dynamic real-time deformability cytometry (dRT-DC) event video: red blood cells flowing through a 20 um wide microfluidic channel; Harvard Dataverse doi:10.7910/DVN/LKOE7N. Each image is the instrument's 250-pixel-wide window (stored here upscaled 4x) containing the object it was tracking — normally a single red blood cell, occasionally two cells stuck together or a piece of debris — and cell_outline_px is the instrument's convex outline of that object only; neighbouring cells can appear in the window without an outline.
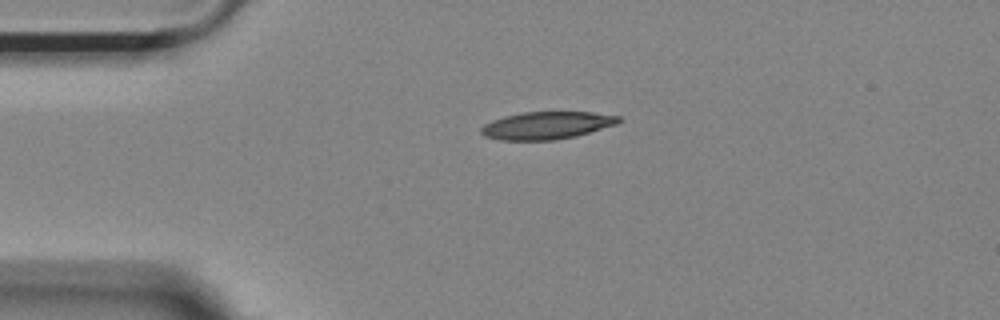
{"species": "Egyptian fruit bat (a non-hibernating species)", "species_latin": "Rousettus aegyptiacus", "temperature_condition": "room temperature", "stored_images_in_passage": 43, "camera_frame_rate_fps": 3000, "um_per_image_px": 0.085, "animal": {"sex": "female"}, "frame": {"image": 1, "passage_image": 1, "time_ms": 0.0, "image_size_px": [1000, 320], "cell_outline_px": [[620, 120], [616, 124], [576, 136], [556, 140], [500, 140], [484, 136], [480, 132], [480, 128], [484, 124], [492, 120], [504, 116], [524, 112], [592, 112], [620, 116]], "centroid_in_image_um": [46.43, 10.66], "position_along_channel_um": 38.6, "area_um2": 22.02}}
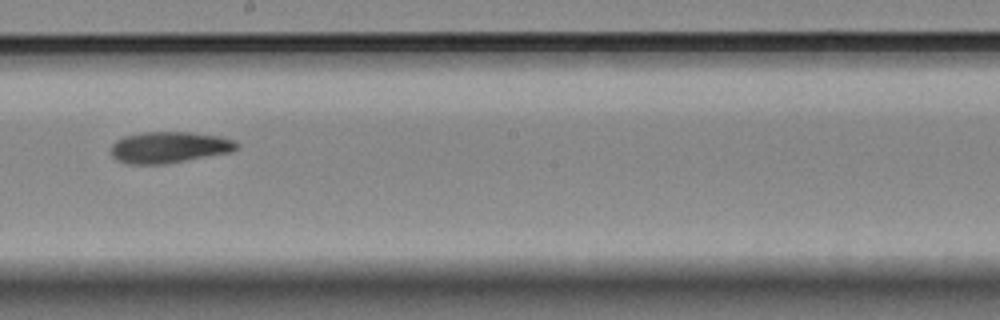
{"frame": {"image": 2, "passage_image": 19, "time_ms": 6.0, "image_size_px": [1000, 320], "cell_outline_px": [[240, 144], [232, 152], [164, 164], [128, 164], [116, 160], [108, 152], [112, 144], [116, 140], [124, 136], [144, 132], [188, 132], [220, 136], [236, 140]], "centroid_in_image_um": [14.36, 12.52], "position_along_channel_um": 233.8, "area_um2": 23.18}}
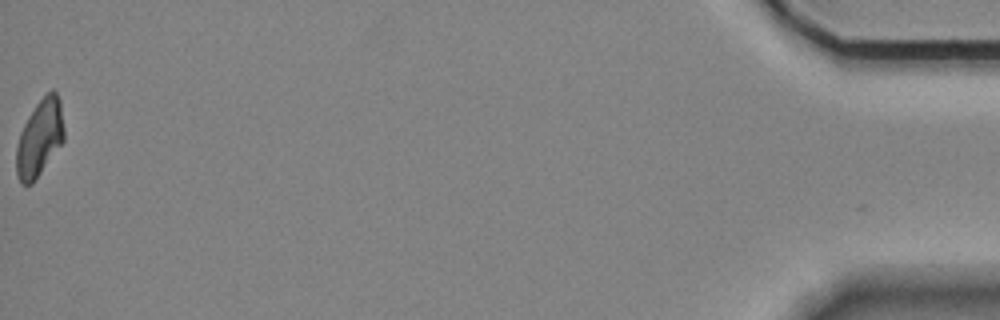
{"frame": {"image": 3, "passage_image": 43, "time_ms": 14.0, "image_size_px": [1000, 320], "cell_outline_px": [[64, 140], [32, 184], [20, 184], [16, 172], [16, 148], [20, 132], [28, 116], [36, 104], [52, 88], [56, 92], [60, 100], [64, 128]], "centroid_in_image_um": [3.36, 11.73], "position_along_channel_um": 431.8, "area_um2": 21.21}}